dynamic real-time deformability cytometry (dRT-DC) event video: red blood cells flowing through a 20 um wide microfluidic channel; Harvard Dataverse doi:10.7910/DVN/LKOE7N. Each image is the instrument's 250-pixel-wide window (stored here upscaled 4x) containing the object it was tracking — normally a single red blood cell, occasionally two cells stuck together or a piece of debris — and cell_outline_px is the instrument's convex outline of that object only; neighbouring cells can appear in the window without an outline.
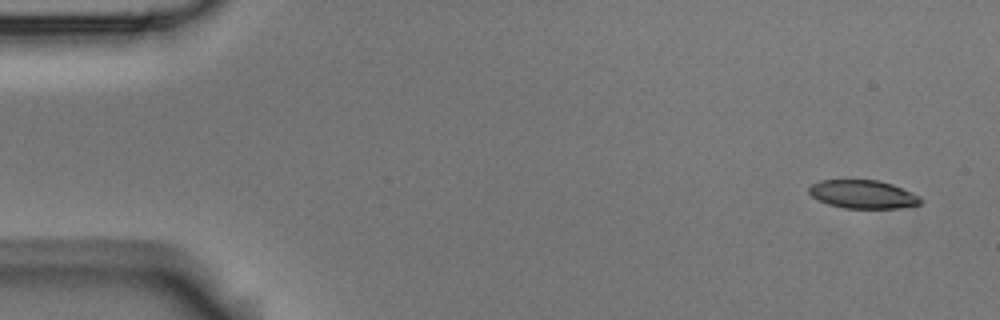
{"species": "Egyptian fruit bat (a non-hibernating species)", "species_latin": "Rousettus aegyptiacus", "temperature_condition": "room temperature", "stored_images_in_passage": 4, "camera_frame_rate_fps": 3000, "um_per_image_px": 0.085, "animal": {"sex": "male"}, "frame": {"image": 1, "passage_image": 1, "time_ms": 0.0, "image_size_px": [1000, 320], "cell_outline_px": [[924, 200], [920, 204], [896, 208], [844, 208], [828, 204], [812, 196], [808, 192], [808, 188], [812, 184], [820, 180], [880, 180], [892, 184], [912, 192], [920, 196]], "centroid_in_image_um": [73.37, 16.51], "position_along_channel_um": 11.6, "area_um2": 18.44}}
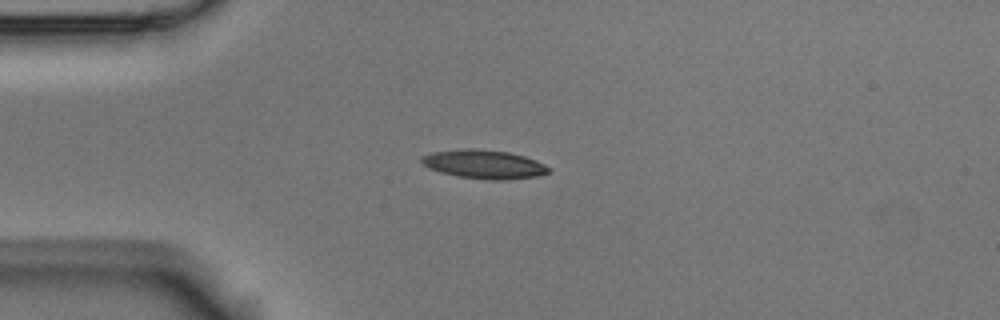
{"frame": {"image": 2, "passage_image": 4, "time_ms": 1.0, "image_size_px": [1000, 320], "cell_outline_px": [[552, 168], [548, 172], [536, 176], [504, 180], [492, 180], [456, 176], [440, 172], [428, 168], [420, 164], [420, 156], [432, 152], [464, 148], [476, 148], [508, 152], [524, 156], [536, 160]], "centroid_in_image_um": [41.09, 13.95], "position_along_channel_um": 43.9, "area_um2": 21.5}}